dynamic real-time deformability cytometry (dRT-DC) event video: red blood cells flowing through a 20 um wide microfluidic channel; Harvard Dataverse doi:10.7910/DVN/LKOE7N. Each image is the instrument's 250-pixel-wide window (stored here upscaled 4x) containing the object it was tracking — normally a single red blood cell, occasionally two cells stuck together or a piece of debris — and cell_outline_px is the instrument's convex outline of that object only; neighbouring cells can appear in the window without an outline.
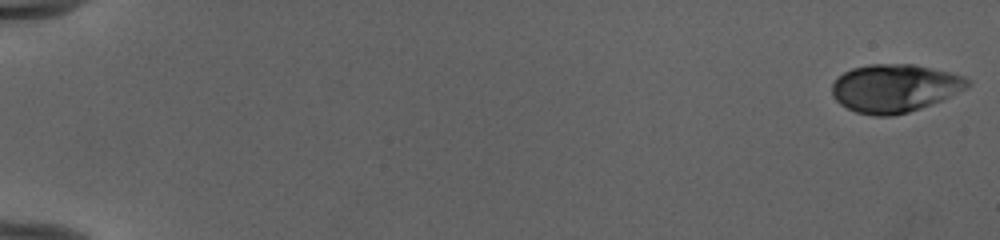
{"species": "human", "species_latin": "Homo sapiens", "temperature_condition": "cold", "stored_images_in_passage": 53, "camera_frame_rate_fps": 3000, "um_per_image_px": 0.085, "donor": {"sex": "female"}, "frame": {"image": 1, "passage_image": 1, "time_ms": 0.0, "image_size_px": [1000, 240], "cell_outline_px": [[972, 84], [940, 100], [920, 108], [908, 112], [892, 116], [876, 116], [856, 112], [840, 104], [832, 96], [832, 84], [844, 72], [852, 68], [868, 64], [916, 64], [964, 76]], "centroid_in_image_um": [76.01, 7.49], "position_along_channel_um": 9.0, "area_um2": 37.63}}
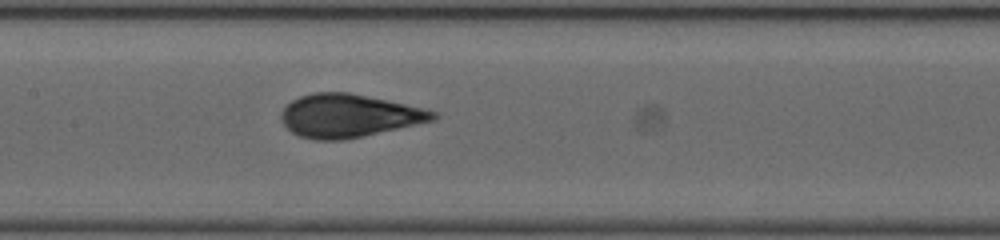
{"frame": {"image": 2, "passage_image": 28, "time_ms": 9.0, "image_size_px": [1000, 240], "cell_outline_px": [[440, 116], [436, 120], [344, 140], [316, 140], [300, 136], [292, 132], [280, 120], [280, 112], [292, 100], [300, 96], [312, 92], [348, 92], [404, 104], [436, 112]], "centroid_in_image_um": [29.61, 9.84], "position_along_channel_um": 177.8, "area_um2": 37.92}}
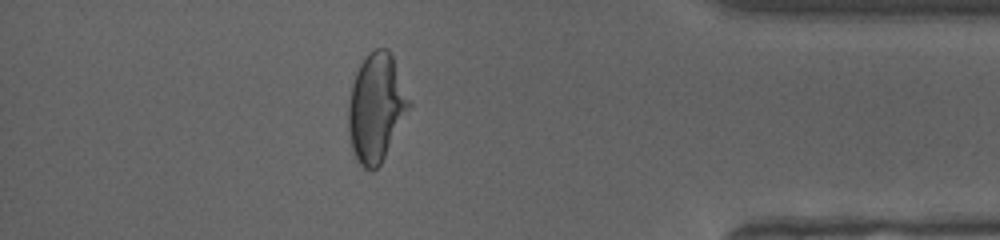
{"frame": {"image": 3, "passage_image": 47, "time_ms": 15.333, "image_size_px": [1000, 240], "cell_outline_px": [[412, 104], [380, 164], [372, 172], [364, 168], [356, 160], [352, 148], [348, 132], [348, 104], [352, 84], [356, 72], [360, 64], [368, 52], [376, 48], [388, 48], [392, 56]], "centroid_in_image_um": [31.96, 9.14], "position_along_channel_um": 403.2, "area_um2": 38.09}, "authors_computed_cell_mechanics": {"area_um2": 37.57, "velocity_mm_per_s": 4.0033, "shape_relaxation_time_tau1_ms": 4.5957, "shape_relaxation_time_tau2_ms": null, "deformation_change_tau1": 0.192, "deformation_change_tau2": null}}